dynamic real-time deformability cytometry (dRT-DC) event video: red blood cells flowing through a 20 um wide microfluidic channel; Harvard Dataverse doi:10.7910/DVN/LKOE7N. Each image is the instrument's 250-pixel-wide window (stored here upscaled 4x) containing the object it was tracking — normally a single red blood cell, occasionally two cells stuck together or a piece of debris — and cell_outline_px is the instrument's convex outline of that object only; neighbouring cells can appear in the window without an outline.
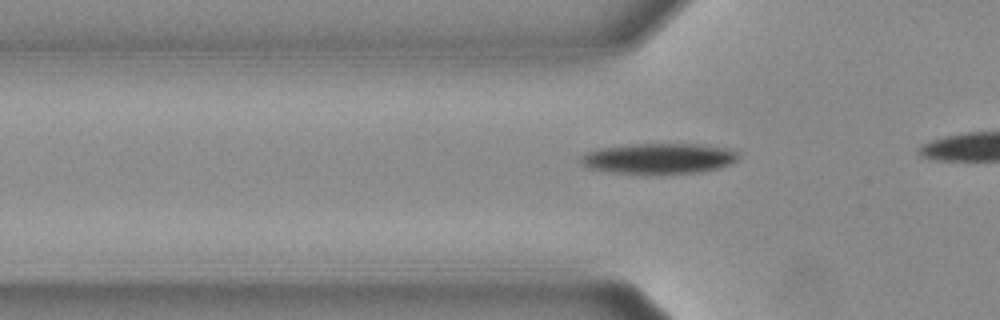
{"species": "Egyptian fruit bat (a non-hibernating species)", "species_latin": "Rousettus aegyptiacus", "temperature_condition": "warm", "stored_images_in_passage": 13, "camera_frame_rate_fps": 3000, "um_per_image_px": 0.085, "animal": {"sex": "female"}, "frame": {"image": 1, "passage_image": 3, "time_ms": 0.667, "image_size_px": [1000, 320], "cell_outline_px": [[740, 156], [732, 164], [700, 172], [612, 172], [584, 168], [580, 164], [580, 156], [588, 152], [600, 148], [636, 144], [704, 144], [732, 148]], "centroid_in_image_um": [56.02, 13.44], "position_along_channel_um": 69.8, "area_um2": 27.69}}
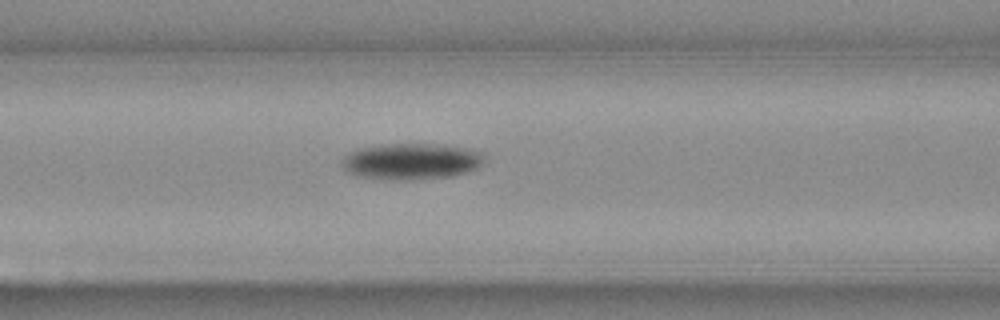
{"frame": {"image": 2, "passage_image": 8, "time_ms": 2.333, "image_size_px": [1000, 320], "cell_outline_px": [[484, 156], [480, 164], [476, 168], [448, 176], [408, 180], [364, 176], [352, 172], [344, 168], [344, 160], [352, 152], [364, 148], [396, 144], [436, 144], [468, 148], [480, 152]], "centroid_in_image_um": [35.05, 13.7], "position_along_channel_um": 131.5, "area_um2": 28.55}}
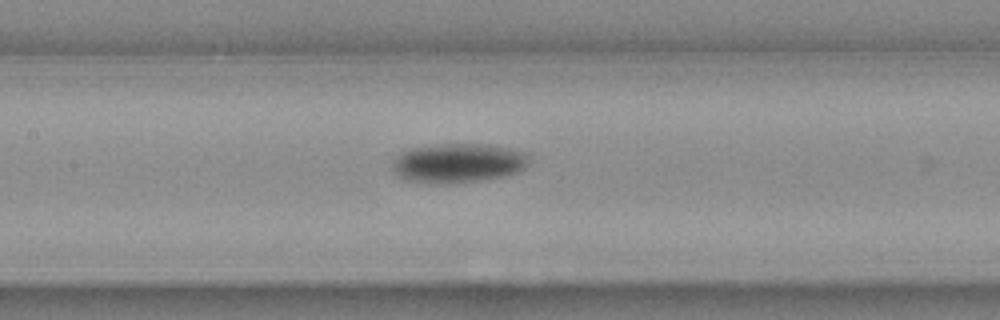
{"frame": {"image": 3, "passage_image": 11, "time_ms": 3.333, "image_size_px": [1000, 320], "cell_outline_px": [[524, 168], [516, 172], [500, 176], [472, 180], [412, 180], [400, 176], [392, 168], [392, 164], [404, 152], [416, 148], [444, 144], [476, 144], [504, 148], [524, 152]], "centroid_in_image_um": [38.94, 13.81], "position_along_channel_um": 168.5, "area_um2": 28.61}}